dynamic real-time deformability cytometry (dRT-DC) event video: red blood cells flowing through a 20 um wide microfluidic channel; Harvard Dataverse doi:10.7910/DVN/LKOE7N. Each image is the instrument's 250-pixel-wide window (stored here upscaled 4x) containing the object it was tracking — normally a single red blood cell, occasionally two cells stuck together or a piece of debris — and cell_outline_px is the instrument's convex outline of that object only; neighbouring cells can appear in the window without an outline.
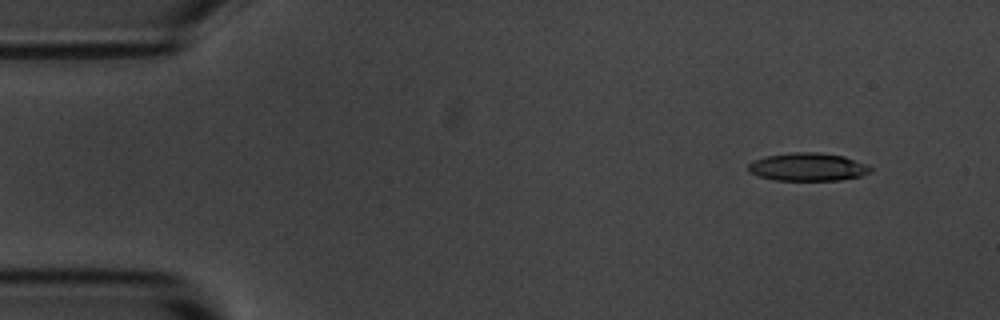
{"species": "common noctule bat (a hibernating species)", "species_latin": "Nyctalus noctula", "temperature_condition": "room temperature", "stored_images_in_passage": 5, "camera_frame_rate_fps": 3000, "um_per_image_px": 0.085, "animal": {"sex": "male", "body_mass_g": 20.1, "forearm_length_mm": 53.5}, "frame": {"image": 1, "passage_image": 2, "time_ms": 1.0, "image_size_px": [1000, 320], "cell_outline_px": [[872, 172], [860, 176], [840, 180], [772, 180], [748, 172], [748, 164], [752, 160], [764, 156], [792, 152], [820, 152], [844, 156], [868, 164], [872, 168]], "centroid_in_image_um": [68.66, 14.18], "position_along_channel_um": 16.3, "area_um2": 20.23}}
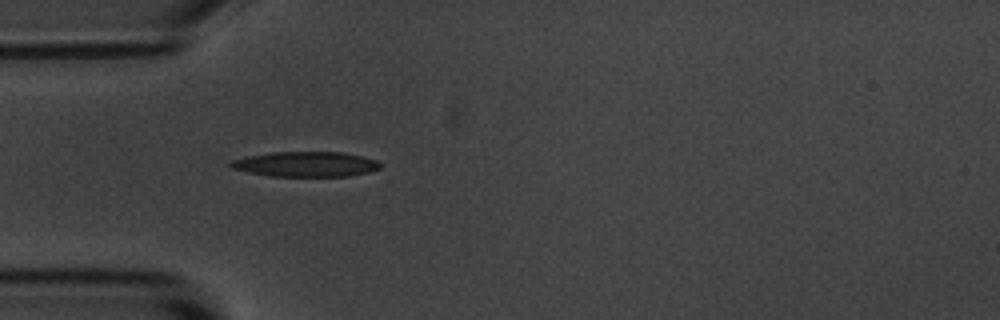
{"frame": {"image": 2, "passage_image": 5, "time_ms": 4.667, "image_size_px": [1000, 320], "cell_outline_px": [[380, 168], [368, 172], [348, 176], [272, 176], [248, 172], [232, 168], [228, 164], [232, 160], [248, 156], [272, 152], [344, 152], [376, 160], [380, 164]], "centroid_in_image_um": [25.98, 13.95], "position_along_channel_um": 59.0, "area_um2": 21.68}}